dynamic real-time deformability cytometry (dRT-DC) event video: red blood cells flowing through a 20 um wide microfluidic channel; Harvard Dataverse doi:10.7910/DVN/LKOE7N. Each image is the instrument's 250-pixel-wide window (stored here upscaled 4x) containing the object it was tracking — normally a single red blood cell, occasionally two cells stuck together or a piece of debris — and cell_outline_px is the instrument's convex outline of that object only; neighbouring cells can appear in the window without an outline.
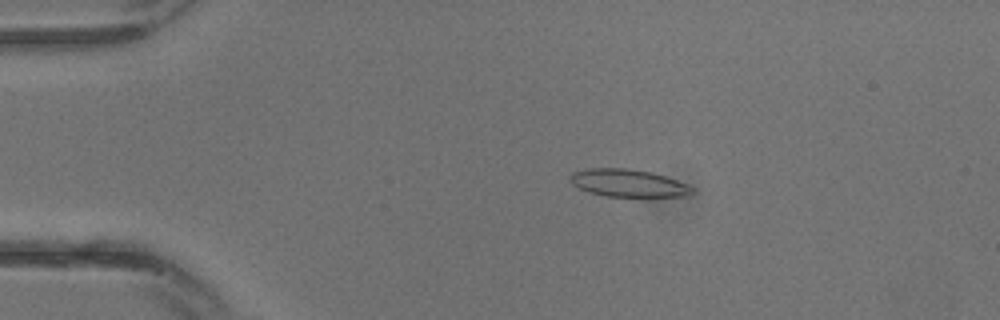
{"species": "common noctule bat (a hibernating species)", "species_latin": "Nyctalus noctula", "temperature_condition": "warm", "stored_images_in_passage": 15, "camera_frame_rate_fps": 3000, "um_per_image_px": 0.085, "animal": {"sex": "male", "body_mass_g": 13.3}, "frame": {"image": 1, "passage_image": 6, "time_ms": 1.667, "image_size_px": [1000, 320], "cell_outline_px": [[696, 192], [688, 196], [604, 196], [588, 192], [572, 184], [568, 180], [568, 176], [572, 172], [588, 168], [628, 168], [652, 172], [676, 180], [696, 188]], "centroid_in_image_um": [53.38, 15.56], "position_along_channel_um": 31.6, "area_um2": 19.77}}
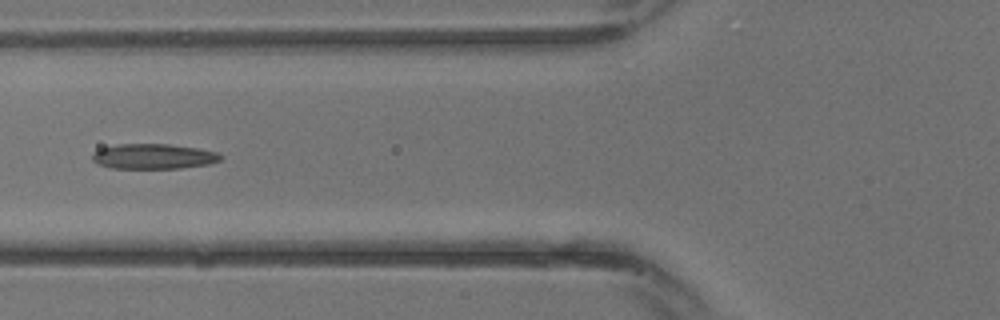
{"frame": {"image": 2, "passage_image": 12, "time_ms": 3.667, "image_size_px": [1000, 320], "cell_outline_px": [[224, 156], [220, 160], [208, 164], [180, 168], [108, 168], [92, 160], [92, 152], [100, 148], [116, 144], [168, 144], [196, 148], [216, 152]], "centroid_in_image_um": [13.01, 13.29], "position_along_channel_um": 112.8, "area_um2": 18.79}}
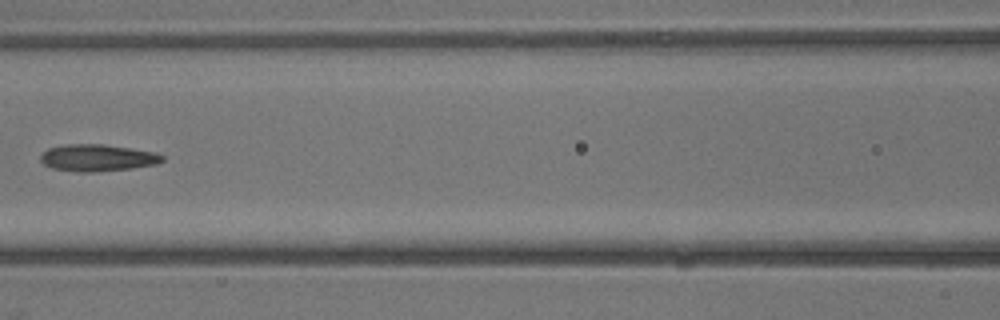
{"frame": {"image": 3, "passage_image": 14, "time_ms": 4.333, "image_size_px": [1000, 320], "cell_outline_px": [[164, 160], [156, 164], [132, 168], [92, 172], [76, 172], [52, 168], [44, 164], [40, 160], [40, 156], [48, 148], [64, 144], [104, 144], [156, 152], [164, 156]], "centroid_in_image_um": [8.28, 13.41], "position_along_channel_um": 158.3, "area_um2": 19.13}}